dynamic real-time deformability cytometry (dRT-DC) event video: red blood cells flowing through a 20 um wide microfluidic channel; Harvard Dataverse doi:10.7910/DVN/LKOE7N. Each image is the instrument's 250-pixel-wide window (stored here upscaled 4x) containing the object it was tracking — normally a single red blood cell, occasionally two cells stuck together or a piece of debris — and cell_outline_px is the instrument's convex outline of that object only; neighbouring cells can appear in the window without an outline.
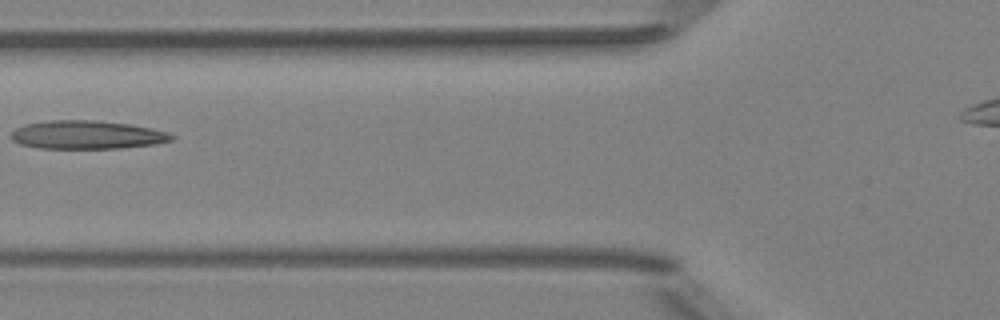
{"species": "Egyptian fruit bat (a non-hibernating species)", "species_latin": "Rousettus aegyptiacus", "temperature_condition": "room temperature", "stored_images_in_passage": 3, "camera_frame_rate_fps": 3000, "um_per_image_px": 0.085, "animal": {"sex": "female"}, "frame": {"image": 1, "passage_image": 2, "time_ms": 1.333, "image_size_px": [1000, 320], "cell_outline_px": [[176, 136], [172, 140], [156, 144], [120, 148], [40, 148], [20, 144], [12, 140], [12, 132], [16, 128], [24, 124], [48, 120], [96, 120], [128, 124], [152, 128], [168, 132]], "centroid_in_image_um": [7.41, 11.45], "position_along_channel_um": 118.4, "area_um2": 26.59}}
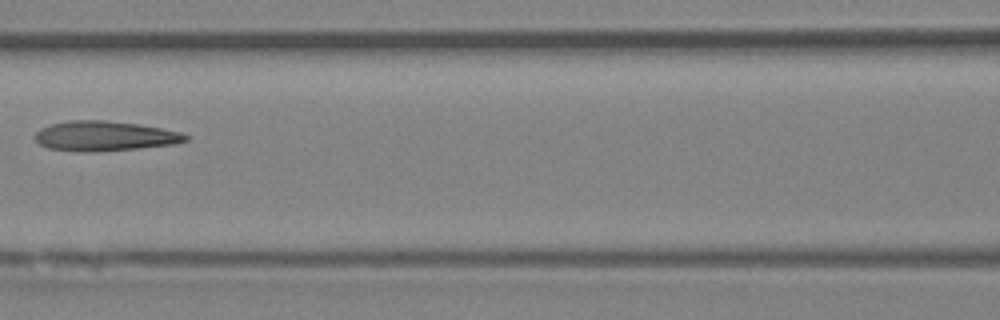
{"frame": {"image": 2, "passage_image": 3, "time_ms": 2.333, "image_size_px": [1000, 320], "cell_outline_px": [[188, 140], [176, 144], [136, 148], [88, 152], [80, 152], [48, 148], [40, 144], [32, 136], [40, 128], [48, 124], [68, 120], [104, 120], [136, 124], [160, 128], [180, 132], [188, 136]], "centroid_in_image_um": [8.83, 11.56], "position_along_channel_um": 157.8, "area_um2": 26.18}}